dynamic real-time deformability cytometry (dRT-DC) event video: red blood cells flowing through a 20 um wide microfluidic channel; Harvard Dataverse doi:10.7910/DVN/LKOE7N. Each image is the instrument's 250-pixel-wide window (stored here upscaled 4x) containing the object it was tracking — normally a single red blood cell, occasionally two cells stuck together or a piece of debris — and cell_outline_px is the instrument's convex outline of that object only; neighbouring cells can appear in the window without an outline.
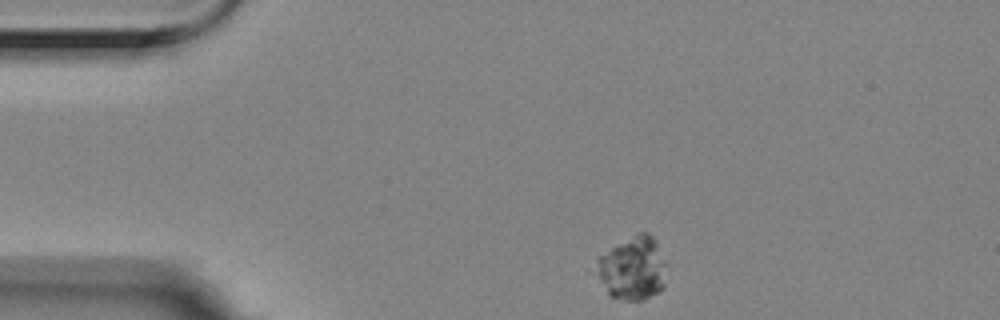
{"species": "Egyptian fruit bat (a non-hibernating species)", "species_latin": "Rousettus aegyptiacus", "temperature_condition": "room temperature", "stored_images_in_passage": 2, "camera_frame_rate_fps": 3000, "um_per_image_px": 0.085, "animal": {"sex": "female"}, "frame": {"image": 1, "passage_image": 1, "time_ms": 0.0, "image_size_px": [1000, 320], "cell_outline_px": [[668, 268], [664, 288], [660, 292], [644, 300], [624, 300], [608, 296], [584, 268], [596, 256], [636, 232], [648, 232], [652, 236], [668, 264]], "centroid_in_image_um": [53.61, 22.83], "position_along_channel_um": 31.4, "area_um2": 28.32}}